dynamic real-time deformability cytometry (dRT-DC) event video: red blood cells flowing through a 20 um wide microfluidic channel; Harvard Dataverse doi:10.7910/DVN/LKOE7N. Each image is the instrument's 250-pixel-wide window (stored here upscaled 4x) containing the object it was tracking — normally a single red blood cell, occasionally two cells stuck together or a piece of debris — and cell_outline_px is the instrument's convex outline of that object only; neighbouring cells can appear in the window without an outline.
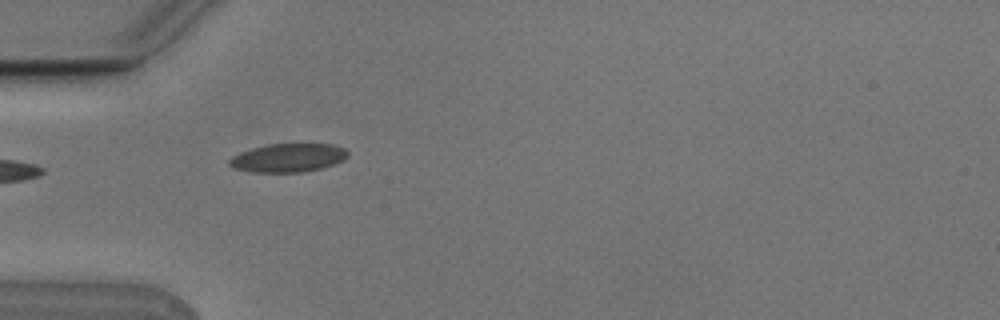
{"species": "Egyptian fruit bat (a non-hibernating species)", "species_latin": "Rousettus aegyptiacus", "temperature_condition": "cold", "stored_images_in_passage": 11, "camera_frame_rate_fps": 3000, "um_per_image_px": 0.085, "animal": {"sex": "male"}, "frame": {"image": 1, "passage_image": 5, "time_ms": 1.333, "image_size_px": [1000, 320], "cell_outline_px": [[348, 156], [344, 160], [320, 168], [300, 172], [252, 172], [232, 168], [228, 164], [228, 160], [232, 156], [240, 152], [252, 148], [268, 144], [332, 144], [344, 148], [348, 152]], "centroid_in_image_um": [24.45, 13.41], "position_along_channel_um": 60.5, "area_um2": 19.65}}
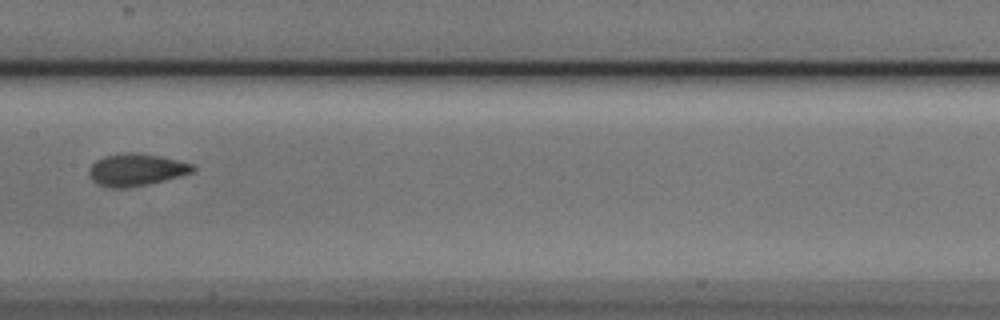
{"frame": {"image": 2, "passage_image": 8, "time_ms": 2.333, "image_size_px": [1000, 320], "cell_outline_px": [[196, 168], [192, 172], [180, 176], [148, 184], [128, 188], [108, 188], [96, 184], [88, 176], [88, 168], [96, 160], [104, 156], [128, 152], [140, 152], [160, 156], [192, 164]], "centroid_in_image_um": [11.52, 14.43], "position_along_channel_um": 195.9, "area_um2": 19.65}}
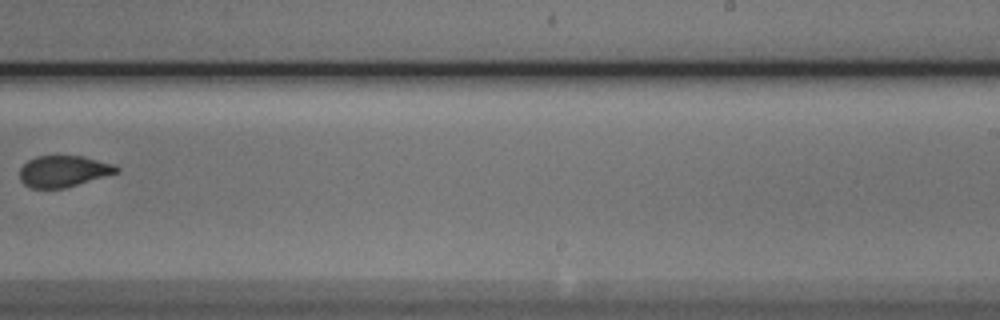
{"frame": {"image": 3, "passage_image": 10, "time_ms": 3.0, "image_size_px": [1000, 320], "cell_outline_px": [[120, 172], [64, 188], [32, 188], [24, 184], [20, 180], [20, 168], [28, 160], [36, 156], [84, 156], [116, 164], [120, 168]], "centroid_in_image_um": [5.43, 14.54], "position_along_channel_um": 283.6, "area_um2": 17.8}}